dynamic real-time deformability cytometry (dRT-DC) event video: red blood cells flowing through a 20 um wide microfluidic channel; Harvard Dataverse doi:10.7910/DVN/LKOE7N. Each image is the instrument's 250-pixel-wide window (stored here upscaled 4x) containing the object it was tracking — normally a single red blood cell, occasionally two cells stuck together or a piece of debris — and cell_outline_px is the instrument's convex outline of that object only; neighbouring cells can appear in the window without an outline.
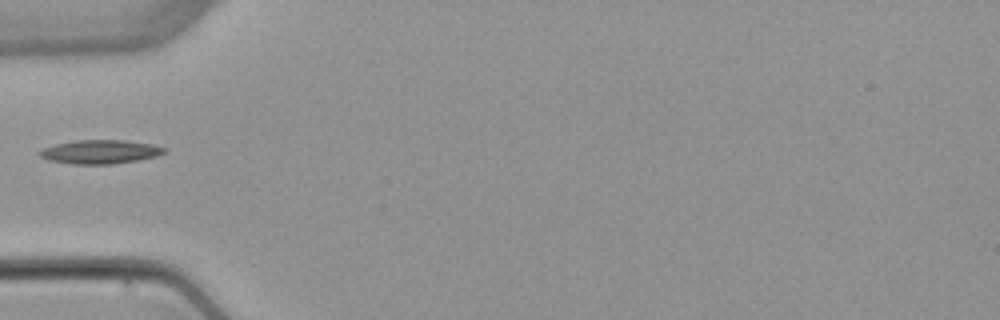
{"species": "common noctule bat (a hibernating species)", "species_latin": "Nyctalus noctula", "temperature_condition": "warm", "stored_images_in_passage": 6, "segment_of_instrument_passage": [2, 2], "camera_frame_rate_fps": 3000, "um_per_image_px": 0.085, "animal": {"sex": "female", "body_mass_g": 22.7, "forearm_length_mm": 54.2}, "frame": {"image": 1, "passage_image": 6, "time_ms": 7.0, "image_size_px": [1000, 320], "cell_outline_px": [[168, 152], [156, 156], [136, 160], [112, 164], [72, 164], [48, 160], [40, 156], [36, 152], [40, 148], [56, 144], [76, 140], [124, 140], [152, 144], [168, 148]], "centroid_in_image_um": [8.5, 12.9], "position_along_channel_um": 76.5, "area_um2": 17.46}}